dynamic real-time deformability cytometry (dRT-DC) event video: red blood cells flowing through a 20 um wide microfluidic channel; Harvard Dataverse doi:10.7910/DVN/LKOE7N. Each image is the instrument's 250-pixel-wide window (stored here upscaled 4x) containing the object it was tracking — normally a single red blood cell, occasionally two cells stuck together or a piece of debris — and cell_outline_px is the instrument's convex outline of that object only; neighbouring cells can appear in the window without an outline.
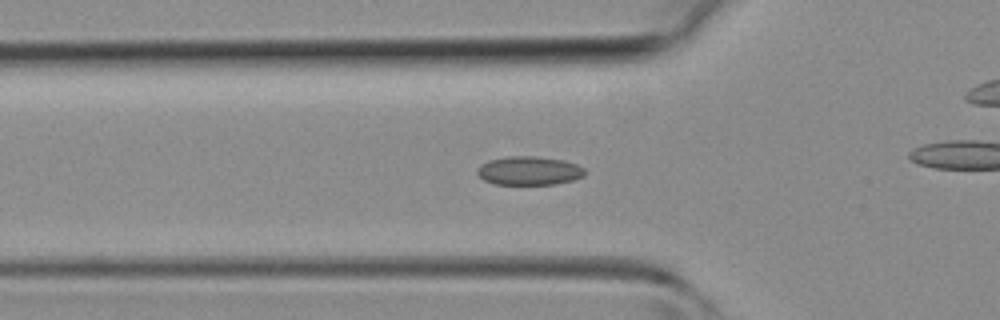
{"species": "common noctule bat (a hibernating species)", "species_latin": "Nyctalus noctula", "temperature_condition": "room temperature", "stored_images_in_passage": 40, "camera_frame_rate_fps": 3000, "um_per_image_px": 0.085, "animal": {"sex": "female", "body_mass_g": 19.3, "forearm_length_mm": 54.1}, "frame": {"image": 1, "passage_image": 11, "time_ms": 3.333, "image_size_px": [1000, 320], "cell_outline_px": [[588, 172], [584, 176], [572, 180], [556, 184], [496, 184], [484, 180], [476, 172], [476, 168], [480, 164], [488, 160], [508, 156], [536, 156], [564, 160], [576, 164], [584, 168]], "centroid_in_image_um": [44.98, 14.5], "position_along_channel_um": 80.8, "area_um2": 18.15}}
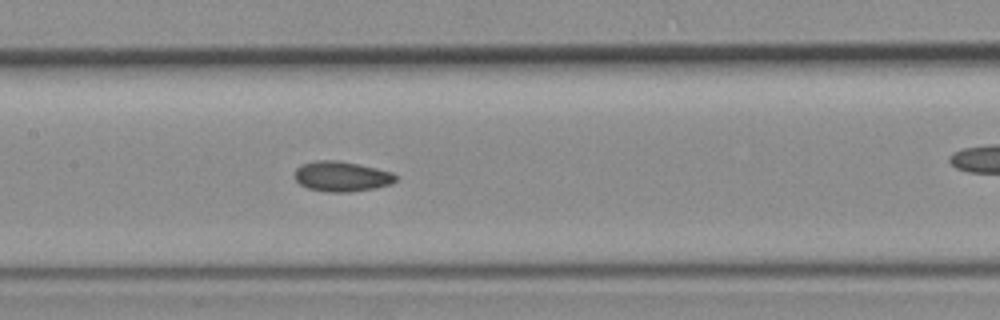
{"frame": {"image": 2, "passage_image": 17, "time_ms": 5.333, "image_size_px": [1000, 320], "cell_outline_px": [[396, 180], [392, 184], [376, 188], [352, 192], [324, 192], [308, 188], [300, 184], [296, 180], [296, 168], [300, 164], [316, 160], [336, 160], [376, 168], [392, 172], [396, 176]], "centroid_in_image_um": [29.04, 15.0], "position_along_channel_um": 178.4, "area_um2": 17.8}}
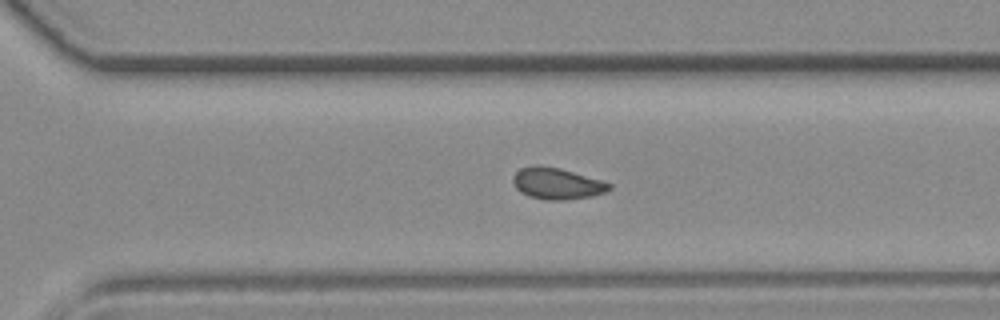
{"frame": {"image": 3, "passage_image": 26, "time_ms": 8.333, "image_size_px": [1000, 320], "cell_outline_px": [[612, 188], [608, 192], [592, 196], [564, 200], [544, 200], [528, 196], [520, 192], [516, 188], [512, 180], [512, 176], [520, 168], [536, 164], [560, 168], [600, 180], [612, 184]], "centroid_in_image_um": [47.32, 15.6], "position_along_channel_um": 323.3, "area_um2": 17.8}}